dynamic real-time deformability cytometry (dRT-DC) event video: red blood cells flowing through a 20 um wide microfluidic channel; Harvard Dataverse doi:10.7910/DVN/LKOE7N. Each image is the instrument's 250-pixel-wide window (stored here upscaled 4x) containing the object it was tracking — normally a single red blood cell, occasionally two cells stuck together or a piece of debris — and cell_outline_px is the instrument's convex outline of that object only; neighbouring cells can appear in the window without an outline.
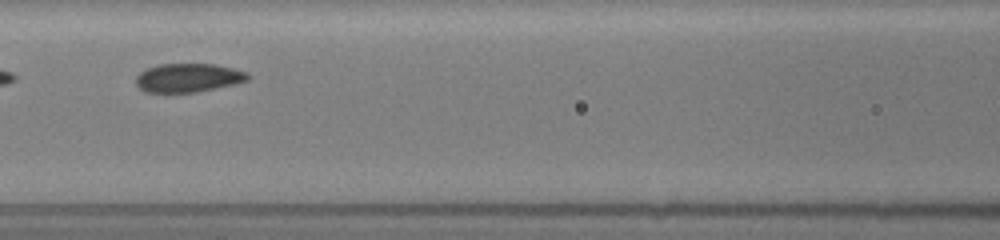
{"species": "common noctule bat (a hibernating species)", "species_latin": "Nyctalus noctula", "temperature_condition": "room temperature", "stored_images_in_passage": 8, "camera_frame_rate_fps": 3000, "um_per_image_px": 0.085, "animal": {"sex": "female", "body_mass_g": 19.5, "forearm_length_mm": 54.1}, "frame": {"image": 1, "passage_image": 7, "time_ms": 3.333, "image_size_px": [1000, 240], "cell_outline_px": [[248, 80], [236, 84], [196, 92], [144, 92], [136, 84], [136, 76], [140, 72], [148, 68], [160, 64], [212, 64], [232, 68], [248, 72]], "centroid_in_image_um": [16.0, 6.61], "position_along_channel_um": 150.6, "area_um2": 18.61}}